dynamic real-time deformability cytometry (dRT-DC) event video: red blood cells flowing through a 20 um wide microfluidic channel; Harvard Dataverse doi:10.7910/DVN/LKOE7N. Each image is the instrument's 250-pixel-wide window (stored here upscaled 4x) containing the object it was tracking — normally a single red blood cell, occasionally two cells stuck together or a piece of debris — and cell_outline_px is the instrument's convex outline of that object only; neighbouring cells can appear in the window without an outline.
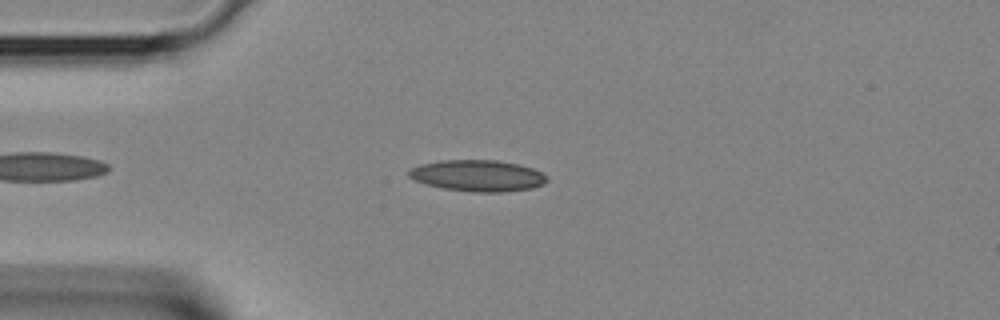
{"species": "Egyptian fruit bat (a non-hibernating species)", "species_latin": "Rousettus aegyptiacus", "temperature_condition": "room temperature", "stored_images_in_passage": 32, "camera_frame_rate_fps": 3000, "um_per_image_px": 0.085, "animal": {"sex": "female"}, "frame": {"image": 1, "passage_image": 5, "time_ms": 1.333, "image_size_px": [1000, 320], "cell_outline_px": [[548, 180], [544, 184], [532, 188], [504, 192], [472, 192], [444, 188], [424, 184], [408, 176], [408, 172], [412, 168], [420, 164], [440, 160], [496, 160], [520, 164], [532, 168], [548, 176]], "centroid_in_image_um": [40.63, 14.93], "position_along_channel_um": 44.4, "area_um2": 25.32}}
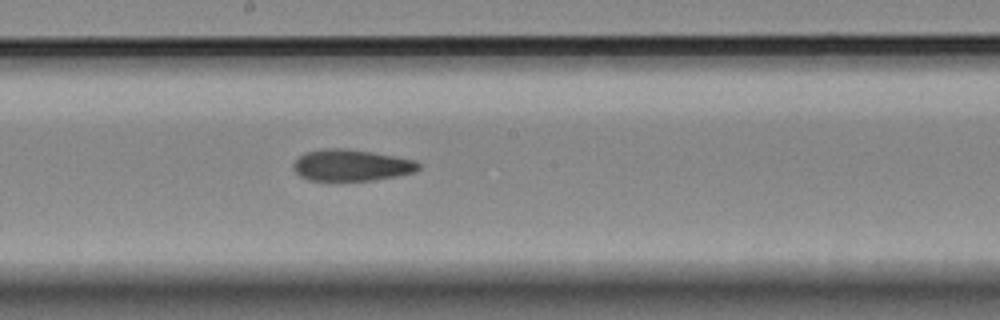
{"frame": {"image": 2, "passage_image": 16, "time_ms": 5.0, "image_size_px": [1000, 320], "cell_outline_px": [[420, 168], [416, 172], [396, 176], [372, 180], [308, 180], [300, 176], [292, 168], [292, 164], [304, 152], [324, 148], [348, 148], [396, 156], [416, 160], [420, 164]], "centroid_in_image_um": [29.87, 14.03], "position_along_channel_um": 218.3, "area_um2": 23.12}}
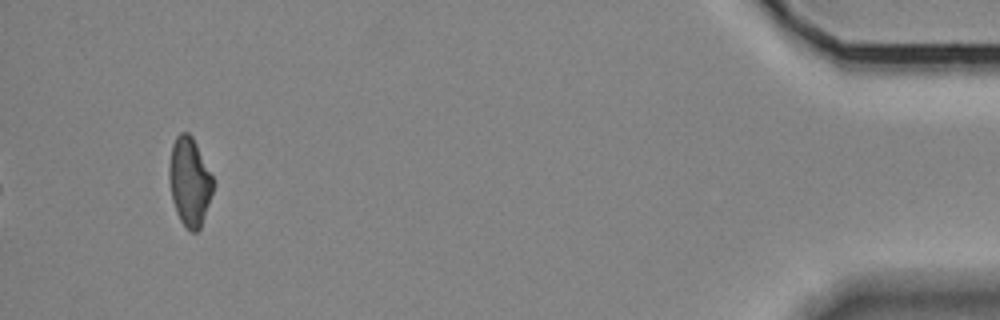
{"frame": {"image": 3, "passage_image": 32, "time_ms": 10.333, "image_size_px": [1000, 320], "cell_outline_px": [[212, 192], [200, 228], [196, 232], [192, 232], [180, 220], [176, 212], [172, 200], [168, 180], [168, 164], [172, 144], [176, 136], [180, 132], [188, 132], [192, 136], [212, 176]], "centroid_in_image_um": [16.06, 15.41], "position_along_channel_um": 419.1, "area_um2": 22.43}}